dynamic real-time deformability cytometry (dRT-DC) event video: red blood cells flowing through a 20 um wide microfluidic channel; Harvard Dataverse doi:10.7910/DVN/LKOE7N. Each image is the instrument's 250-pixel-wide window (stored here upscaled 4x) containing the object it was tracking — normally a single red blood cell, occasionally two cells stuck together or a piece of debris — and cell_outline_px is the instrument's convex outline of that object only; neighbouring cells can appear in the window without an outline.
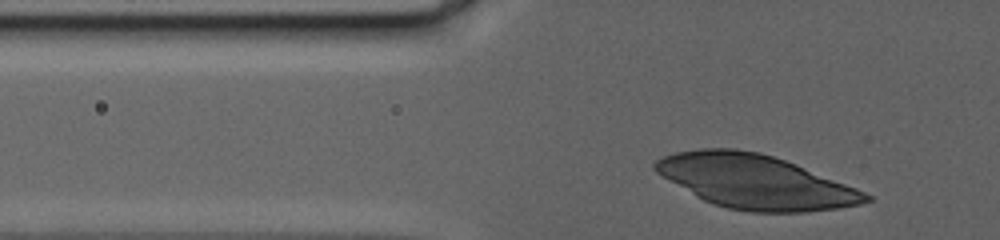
{"species": "human", "species_latin": "Homo sapiens", "temperature_condition": "warm", "stored_images_in_passage": 70, "camera_frame_rate_fps": 3000, "um_per_image_px": 0.085, "donor": {"sex": "female"}, "frame": {"image": 1, "passage_image": 8, "time_ms": 2.333, "image_size_px": [1000, 240], "cell_outline_px": [[872, 200], [860, 204], [836, 208], [804, 212], [748, 212], [728, 208], [712, 204], [696, 196], [656, 172], [652, 168], [652, 164], [656, 160], [664, 156], [676, 152], [700, 148], [732, 148], [760, 152], [796, 164], [856, 188], [872, 196]], "centroid_in_image_um": [64.18, 15.44], "position_along_channel_um": 61.6, "area_um2": 65.6}}